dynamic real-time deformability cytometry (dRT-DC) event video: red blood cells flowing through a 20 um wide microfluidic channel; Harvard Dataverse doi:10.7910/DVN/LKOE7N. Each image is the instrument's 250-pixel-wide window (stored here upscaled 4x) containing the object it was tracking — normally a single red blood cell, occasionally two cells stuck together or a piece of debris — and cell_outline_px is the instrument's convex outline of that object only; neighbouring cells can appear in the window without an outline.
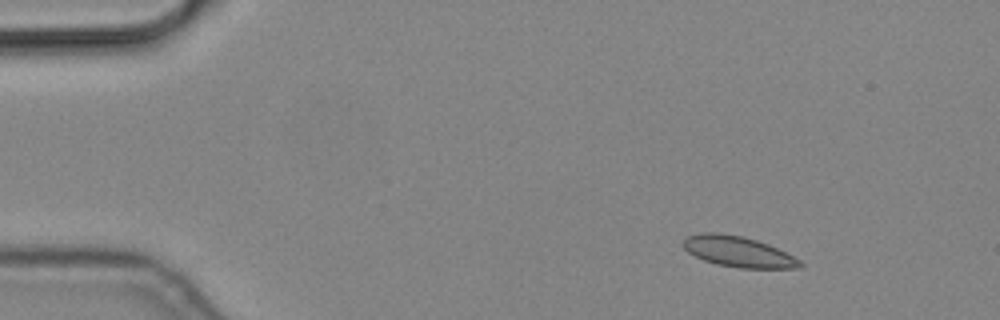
{"species": "common noctule bat (a hibernating species)", "species_latin": "Nyctalus noctula", "temperature_condition": "cold", "stored_images_in_passage": 10, "camera_frame_rate_fps": 3000, "um_per_image_px": 0.085, "animal": {"sex": "male", "body_mass_g": 19.2, "forearm_length_mm": 51.8}, "frame": {"image": 1, "passage_image": 3, "time_ms": 0.667, "image_size_px": [1000, 320], "cell_outline_px": [[804, 268], [740, 268], [716, 264], [704, 260], [688, 252], [680, 244], [688, 236], [700, 232], [716, 232], [744, 236], [768, 244], [800, 260], [804, 264]], "centroid_in_image_um": [62.73, 21.38], "position_along_channel_um": 22.3, "area_um2": 20.92}}
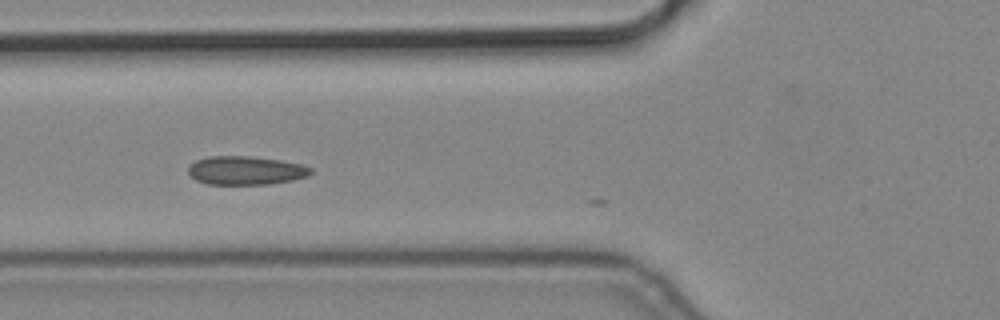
{"frame": {"image": 2, "passage_image": 7, "time_ms": 2.0, "image_size_px": [1000, 320], "cell_outline_px": [[312, 172], [308, 176], [292, 180], [268, 184], [208, 184], [196, 180], [188, 172], [188, 168], [196, 160], [208, 156], [252, 156], [280, 160], [300, 164], [312, 168]], "centroid_in_image_um": [20.89, 14.48], "position_along_channel_um": 104.9, "area_um2": 20.35}}
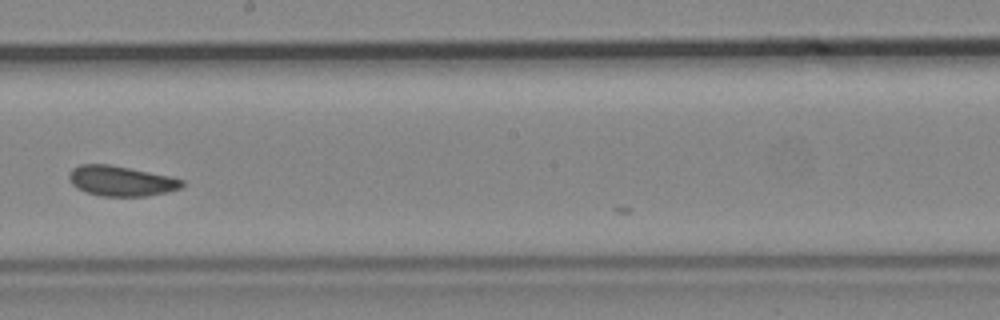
{"frame": {"image": 3, "passage_image": 10, "time_ms": 3.0, "image_size_px": [1000, 320], "cell_outline_px": [[184, 184], [180, 188], [168, 192], [148, 196], [100, 196], [84, 192], [76, 188], [72, 184], [68, 176], [68, 172], [72, 168], [80, 164], [108, 164], [168, 176], [184, 180]], "centroid_in_image_um": [10.24, 15.39], "position_along_channel_um": 238.0, "area_um2": 19.88}}